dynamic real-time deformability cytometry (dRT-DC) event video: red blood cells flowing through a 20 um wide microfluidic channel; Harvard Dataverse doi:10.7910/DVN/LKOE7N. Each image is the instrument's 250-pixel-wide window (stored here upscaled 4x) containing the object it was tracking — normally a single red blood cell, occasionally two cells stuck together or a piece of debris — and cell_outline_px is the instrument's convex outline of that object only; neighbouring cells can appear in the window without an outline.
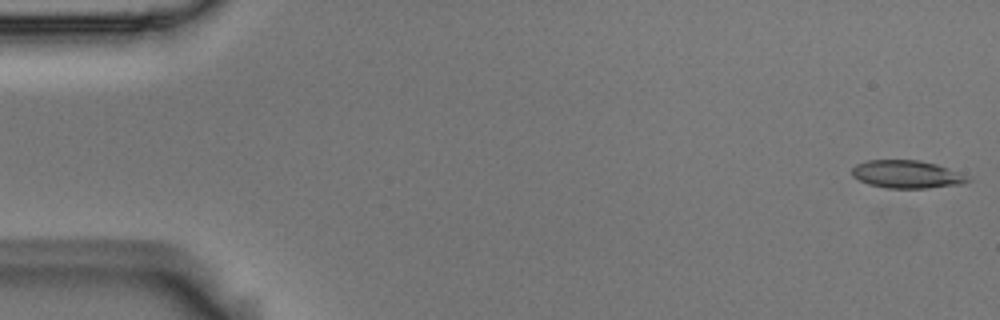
{"species": "Egyptian fruit bat (a non-hibernating species)", "species_latin": "Rousettus aegyptiacus", "temperature_condition": "room temperature", "stored_images_in_passage": 7, "camera_frame_rate_fps": 3000, "um_per_image_px": 0.085, "animal": {"sex": "male"}, "frame": {"image": 1, "passage_image": 1, "time_ms": 0.0, "image_size_px": [1000, 320], "cell_outline_px": [[972, 180], [964, 184], [928, 188], [884, 188], [868, 184], [852, 176], [852, 168], [856, 164], [868, 160], [920, 160], [936, 164], [972, 176]], "centroid_in_image_um": [77.14, 14.82], "position_along_channel_um": 7.9, "area_um2": 19.07}}
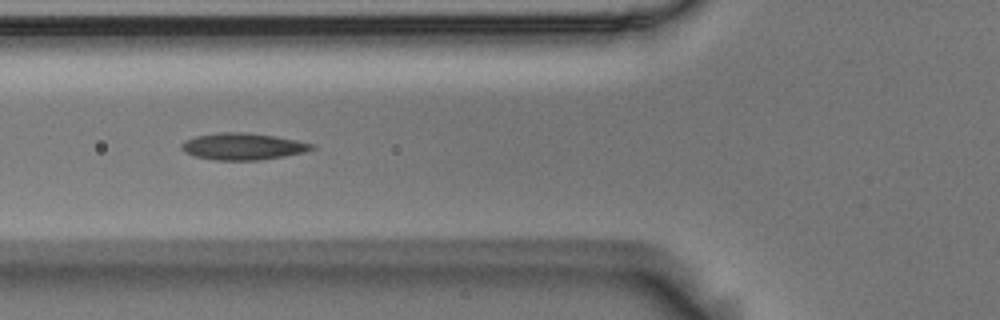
{"frame": {"image": 2, "passage_image": 6, "time_ms": 1.667, "image_size_px": [1000, 320], "cell_outline_px": [[316, 148], [304, 152], [284, 156], [260, 160], [216, 160], [196, 156], [184, 152], [180, 148], [180, 144], [196, 136], [220, 132], [244, 132], [276, 136], [316, 144]], "centroid_in_image_um": [20.68, 12.44], "position_along_channel_um": 105.1, "area_um2": 20.29}}
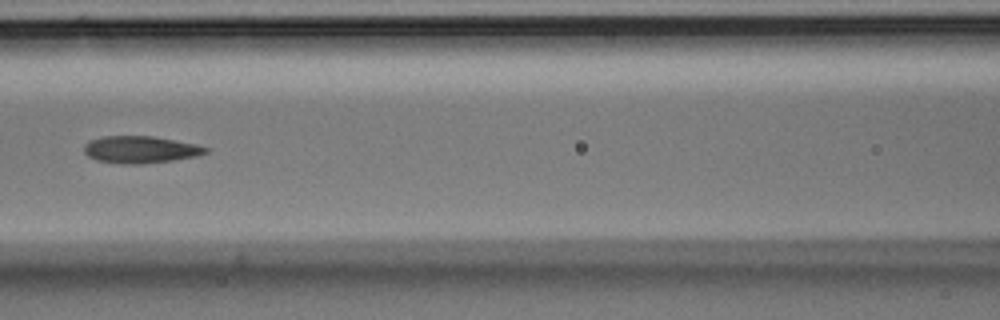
{"frame": {"image": 3, "passage_image": 7, "time_ms": 2.0, "image_size_px": [1000, 320], "cell_outline_px": [[212, 148], [208, 152], [196, 156], [172, 160], [144, 164], [120, 164], [96, 160], [88, 156], [84, 152], [84, 144], [88, 140], [104, 136], [152, 136], [196, 144]], "centroid_in_image_um": [11.93, 12.71], "position_along_channel_um": 154.7, "area_um2": 19.36}}